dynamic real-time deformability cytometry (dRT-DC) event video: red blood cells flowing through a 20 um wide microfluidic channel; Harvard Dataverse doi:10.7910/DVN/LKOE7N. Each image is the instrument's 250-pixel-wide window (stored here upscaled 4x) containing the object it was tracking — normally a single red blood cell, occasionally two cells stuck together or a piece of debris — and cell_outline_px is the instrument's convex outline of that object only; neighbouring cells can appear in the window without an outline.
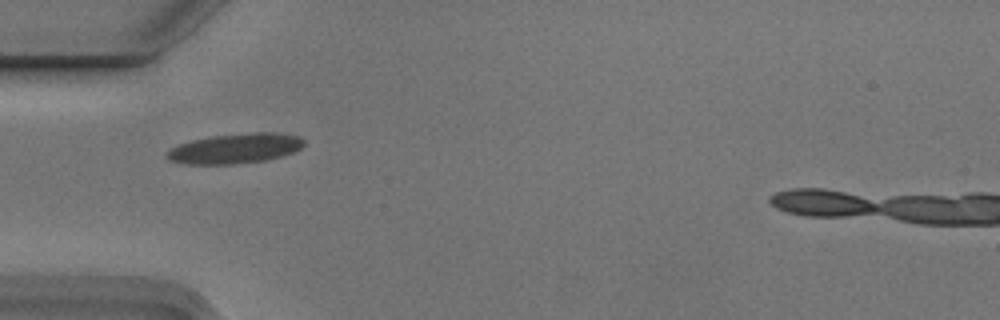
{"species": "Egyptian fruit bat (a non-hibernating species)", "species_latin": "Rousettus aegyptiacus", "temperature_condition": "cold", "stored_images_in_passage": 5, "camera_frame_rate_fps": 3000, "um_per_image_px": 0.085, "animal": {"sex": "male"}, "frame": {"image": 1, "passage_image": 1, "time_ms": 0.0, "image_size_px": [1000, 320], "cell_outline_px": [[304, 144], [300, 148], [292, 152], [280, 156], [264, 160], [232, 164], [184, 164], [168, 160], [164, 156], [172, 148], [180, 144], [192, 140], [212, 136], [252, 132], [272, 132], [300, 136], [304, 140]], "centroid_in_image_um": [19.97, 12.61], "position_along_channel_um": 65.0, "area_um2": 23.76}}
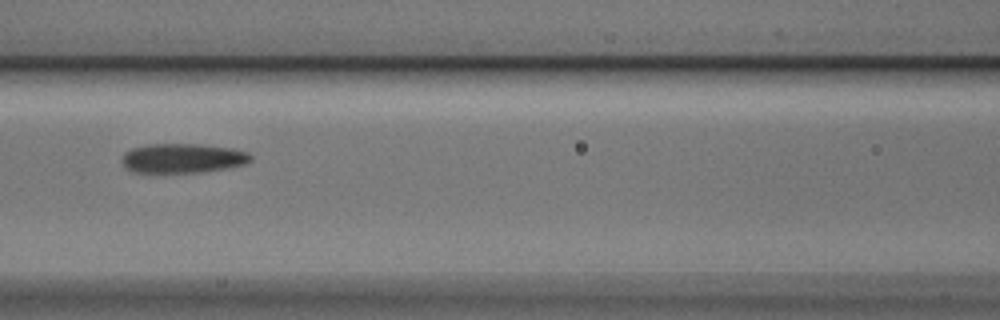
{"frame": {"image": 2, "passage_image": 3, "time_ms": 0.667, "image_size_px": [1000, 320], "cell_outline_px": [[252, 160], [248, 164], [228, 168], [200, 172], [136, 172], [128, 168], [124, 164], [124, 152], [132, 148], [148, 144], [200, 144], [232, 148], [248, 152], [252, 156]], "centroid_in_image_um": [15.61, 13.44], "position_along_channel_um": 151.0, "area_um2": 22.02}}
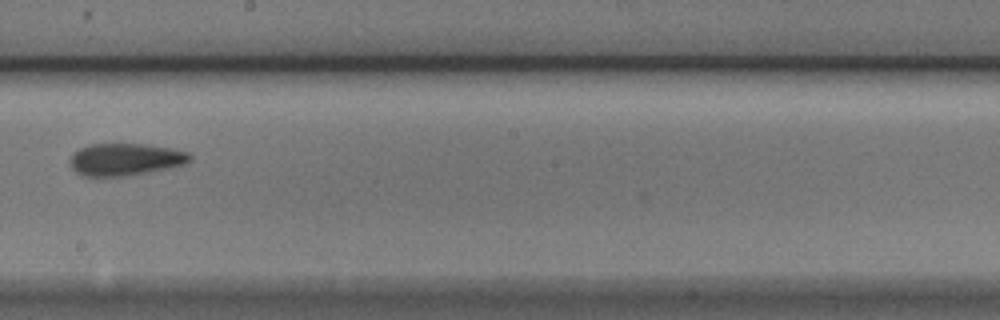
{"frame": {"image": 3, "passage_image": 5, "time_ms": 1.333, "image_size_px": [1000, 320], "cell_outline_px": [[192, 160], [184, 164], [168, 168], [128, 176], [84, 176], [76, 172], [72, 168], [68, 160], [72, 152], [88, 144], [144, 144], [172, 148], [188, 152], [192, 156]], "centroid_in_image_um": [10.63, 13.54], "position_along_channel_um": 237.6, "area_um2": 22.72}}